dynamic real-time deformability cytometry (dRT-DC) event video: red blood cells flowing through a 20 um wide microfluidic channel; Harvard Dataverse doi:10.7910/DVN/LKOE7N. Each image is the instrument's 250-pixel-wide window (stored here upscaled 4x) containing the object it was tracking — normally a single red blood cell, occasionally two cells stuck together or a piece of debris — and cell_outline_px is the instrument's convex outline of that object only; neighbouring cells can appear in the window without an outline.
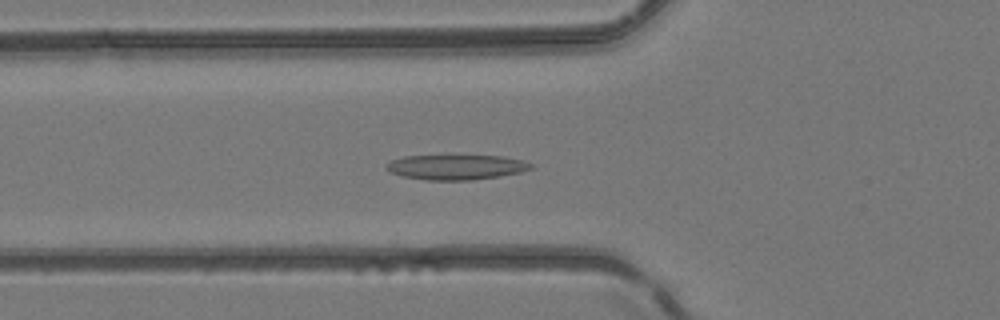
{"species": "common noctule bat (a hibernating species)", "species_latin": "Nyctalus noctula", "temperature_condition": "room temperature", "stored_images_in_passage": 50, "camera_frame_rate_fps": 3000, "um_per_image_px": 0.085, "animal": {"sex": "female", "body_mass_g": 24.6, "forearm_length_mm": 56.2}, "frame": {"image": 1, "passage_image": 18, "time_ms": 5.667, "image_size_px": [1000, 320], "cell_outline_px": [[532, 168], [520, 172], [472, 180], [424, 180], [404, 176], [392, 172], [384, 168], [392, 160], [404, 156], [504, 156], [520, 160], [532, 164]], "centroid_in_image_um": [38.75, 14.21], "position_along_channel_um": 87.0, "area_um2": 20.63}}
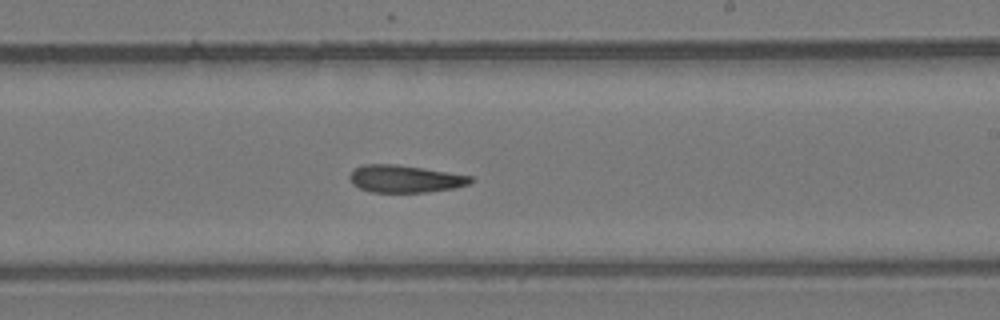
{"frame": {"image": 2, "passage_image": 30, "time_ms": 9.667, "image_size_px": [1000, 320], "cell_outline_px": [[476, 180], [468, 184], [456, 188], [428, 192], [372, 192], [360, 188], [352, 184], [348, 176], [352, 168], [364, 164], [396, 164], [472, 176]], "centroid_in_image_um": [34.4, 15.2], "position_along_channel_um": 254.6, "area_um2": 19.42}}
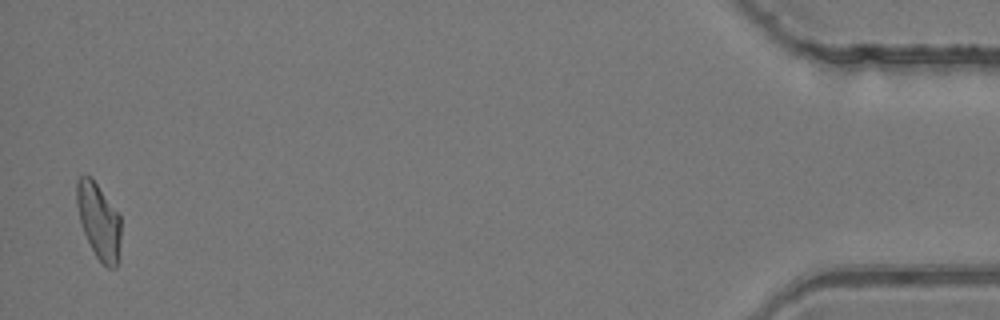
{"frame": {"image": 3, "passage_image": 49, "time_ms": 16.0, "image_size_px": [1000, 320], "cell_outline_px": [[120, 260], [116, 268], [108, 268], [96, 256], [80, 224], [76, 204], [76, 180], [80, 176], [92, 176], [120, 216]], "centroid_in_image_um": [8.4, 18.78], "position_along_channel_um": 426.8, "area_um2": 19.71}}